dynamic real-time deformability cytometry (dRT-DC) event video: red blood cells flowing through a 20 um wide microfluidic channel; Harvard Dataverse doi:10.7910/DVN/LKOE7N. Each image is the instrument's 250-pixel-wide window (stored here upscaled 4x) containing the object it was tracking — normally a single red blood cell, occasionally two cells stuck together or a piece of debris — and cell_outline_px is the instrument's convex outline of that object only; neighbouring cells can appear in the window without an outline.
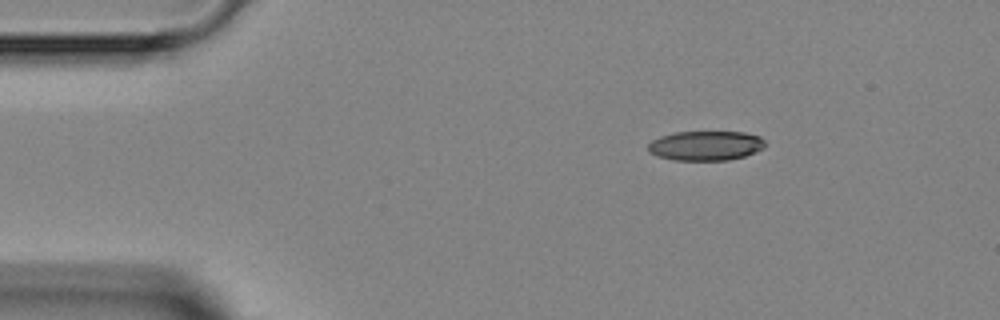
{"species": "Egyptian fruit bat (a non-hibernating species)", "species_latin": "Rousettus aegyptiacus", "temperature_condition": "room temperature", "stored_images_in_passage": 4, "camera_frame_rate_fps": 3000, "um_per_image_px": 0.085, "animal": {"sex": "female"}, "frame": {"image": 1, "passage_image": 4, "time_ms": 4.667, "image_size_px": [1000, 320], "cell_outline_px": [[768, 144], [764, 148], [756, 152], [744, 156], [728, 160], [676, 160], [656, 156], [648, 152], [648, 144], [652, 140], [660, 136], [676, 132], [744, 132], [760, 136]], "centroid_in_image_um": [60.0, 12.38], "position_along_channel_um": 25.0, "area_um2": 20.35}}